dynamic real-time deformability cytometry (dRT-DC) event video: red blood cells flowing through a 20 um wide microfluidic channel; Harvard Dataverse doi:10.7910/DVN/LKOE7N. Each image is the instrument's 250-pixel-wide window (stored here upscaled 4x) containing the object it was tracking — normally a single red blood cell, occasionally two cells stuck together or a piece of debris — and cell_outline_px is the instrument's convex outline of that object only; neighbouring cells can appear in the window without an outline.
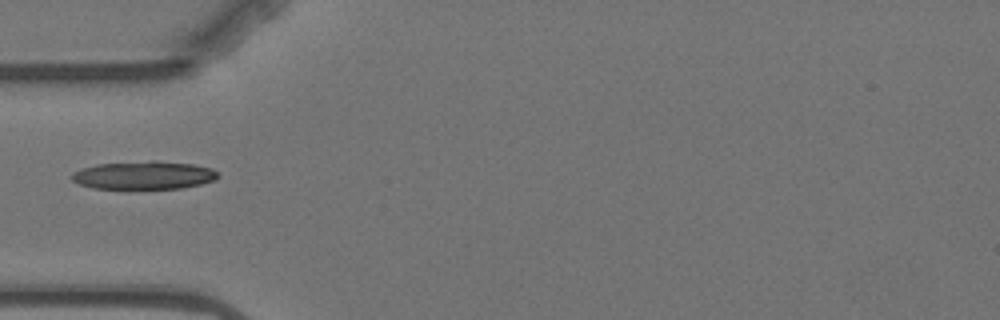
{"species": "Egyptian fruit bat (a non-hibernating species)", "species_latin": "Rousettus aegyptiacus", "temperature_condition": "warm", "stored_images_in_passage": 3, "camera_frame_rate_fps": 3000, "um_per_image_px": 0.085, "animal": {"sex": "female"}, "frame": {"image": 1, "passage_image": 1, "time_ms": 0.0, "image_size_px": [1000, 320], "cell_outline_px": [[220, 176], [216, 180], [200, 184], [180, 188], [92, 188], [80, 184], [72, 180], [68, 176], [72, 172], [80, 168], [96, 164], [152, 160], [156, 160], [192, 164], [212, 168], [220, 172]], "centroid_in_image_um": [12.23, 14.88], "position_along_channel_um": 72.8, "area_um2": 24.22}}
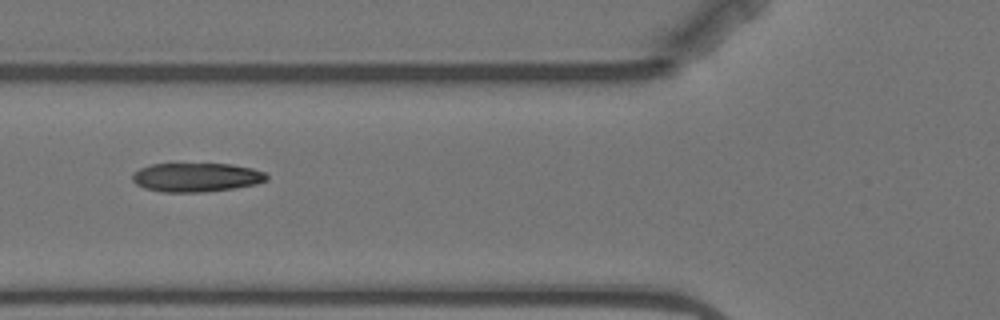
{"frame": {"image": 2, "passage_image": 2, "time_ms": 1.0, "image_size_px": [1000, 320], "cell_outline_px": [[268, 180], [256, 184], [232, 188], [200, 192], [164, 192], [144, 188], [136, 184], [132, 180], [132, 172], [140, 168], [152, 164], [232, 164], [252, 168], [264, 172], [268, 176]], "centroid_in_image_um": [16.67, 15.07], "position_along_channel_um": 109.1, "area_um2": 22.6}}
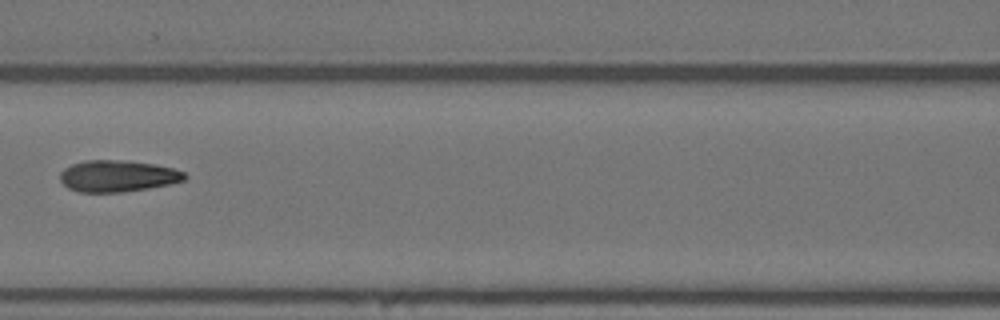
{"frame": {"image": 3, "passage_image": 3, "time_ms": 2.333, "image_size_px": [1000, 320], "cell_outline_px": [[188, 176], [184, 180], [172, 184], [148, 188], [120, 192], [80, 192], [68, 188], [60, 180], [60, 172], [64, 168], [72, 164], [84, 160], [120, 160], [156, 164], [172, 168], [184, 172]], "centroid_in_image_um": [10.0, 14.96], "position_along_channel_um": 156.6, "area_um2": 22.95}}